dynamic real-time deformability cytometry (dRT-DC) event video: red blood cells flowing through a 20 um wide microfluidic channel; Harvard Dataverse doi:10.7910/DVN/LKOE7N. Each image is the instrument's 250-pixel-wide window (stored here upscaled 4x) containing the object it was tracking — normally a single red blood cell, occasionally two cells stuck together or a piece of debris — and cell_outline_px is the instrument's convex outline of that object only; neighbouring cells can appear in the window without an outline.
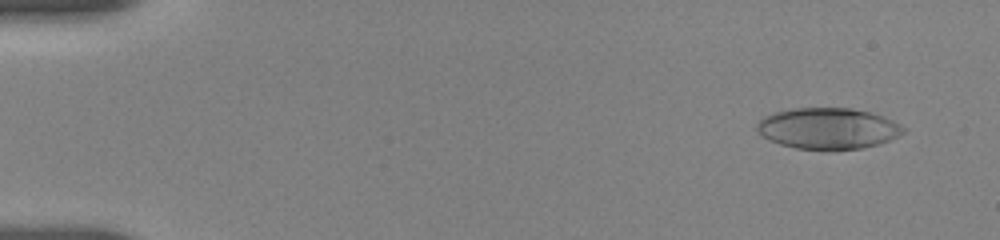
{"species": "human", "species_latin": "Homo sapiens", "temperature_condition": "room temperature", "stored_images_in_passage": 12, "camera_frame_rate_fps": 3000, "um_per_image_px": 0.085, "donor": {"sex": "female"}, "frame": {"image": 1, "passage_image": 3, "time_ms": 1.0, "image_size_px": [1000, 240], "cell_outline_px": [[904, 132], [888, 140], [876, 144], [860, 148], [796, 148], [780, 144], [768, 140], [756, 128], [756, 124], [764, 116], [776, 112], [792, 108], [852, 108], [884, 116], [892, 120], [904, 128]], "centroid_in_image_um": [70.34, 10.89], "position_along_channel_um": 14.7, "area_um2": 34.33}}
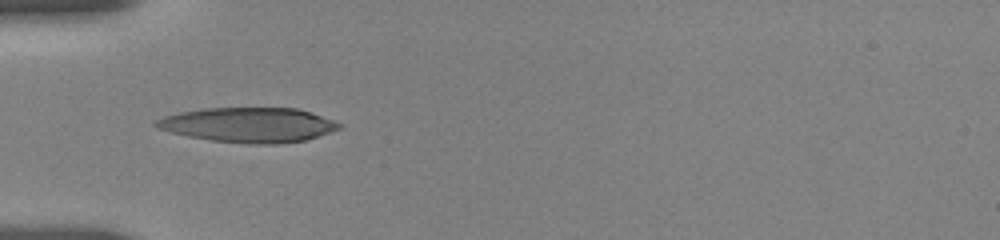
{"frame": {"image": 2, "passage_image": 9, "time_ms": 5.667, "image_size_px": [1000, 240], "cell_outline_px": [[344, 124], [340, 128], [304, 140], [280, 144], [248, 144], [212, 140], [188, 136], [156, 128], [152, 124], [156, 120], [164, 116], [180, 112], [204, 108], [296, 108], [312, 112]], "centroid_in_image_um": [21.12, 10.61], "position_along_channel_um": 63.9, "area_um2": 37.05}}
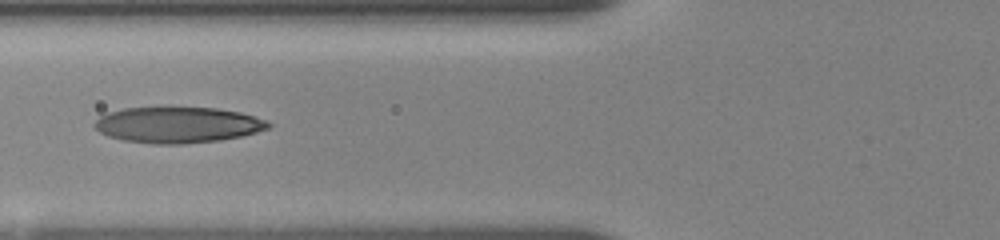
{"frame": {"image": 3, "passage_image": 11, "time_ms": 7.0, "image_size_px": [1000, 240], "cell_outline_px": [[272, 124], [268, 128], [256, 132], [240, 136], [220, 140], [184, 144], [152, 144], [124, 140], [108, 136], [100, 132], [92, 124], [100, 116], [108, 112], [124, 108], [160, 104], [172, 104], [216, 108], [240, 112], [268, 120]], "centroid_in_image_um": [15.08, 10.56], "position_along_channel_um": 110.7, "area_um2": 37.8}}